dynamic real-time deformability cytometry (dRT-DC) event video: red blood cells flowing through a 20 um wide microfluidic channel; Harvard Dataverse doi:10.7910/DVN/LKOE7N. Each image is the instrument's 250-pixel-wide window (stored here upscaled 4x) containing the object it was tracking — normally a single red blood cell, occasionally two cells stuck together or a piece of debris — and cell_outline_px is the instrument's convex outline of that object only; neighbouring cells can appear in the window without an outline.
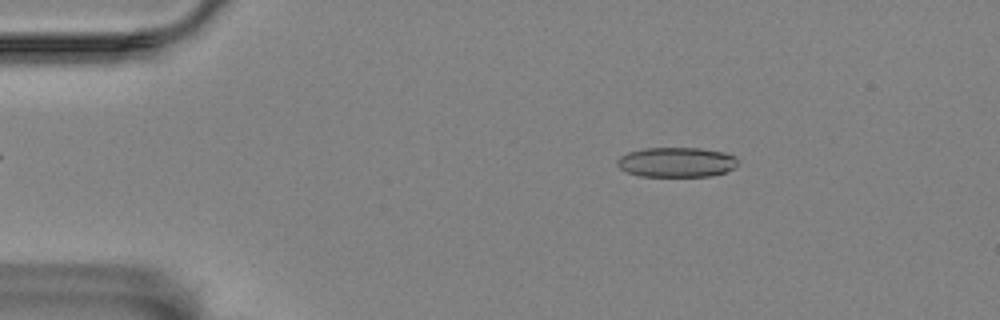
{"species": "Egyptian fruit bat (a non-hibernating species)", "species_latin": "Rousettus aegyptiacus", "temperature_condition": "room temperature", "stored_images_in_passage": 56, "camera_frame_rate_fps": 3000, "um_per_image_px": 0.085, "animal": {"sex": "female"}, "frame": {"image": 1, "passage_image": 9, "time_ms": 2.667, "image_size_px": [1000, 320], "cell_outline_px": [[736, 168], [712, 176], [640, 176], [628, 172], [620, 168], [616, 164], [616, 160], [620, 156], [628, 152], [644, 148], [700, 148], [724, 152], [736, 156]], "centroid_in_image_um": [57.5, 13.78], "position_along_channel_um": 27.5, "area_um2": 21.04}}
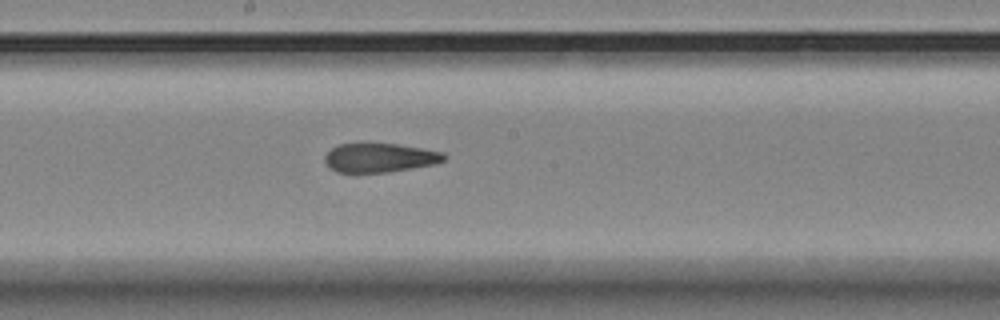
{"frame": {"image": 2, "passage_image": 30, "time_ms": 9.667, "image_size_px": [1000, 320], "cell_outline_px": [[448, 156], [444, 160], [436, 164], [388, 172], [336, 172], [324, 160], [324, 156], [332, 148], [340, 144], [364, 140], [396, 144], [444, 152]], "centroid_in_image_um": [32.27, 13.36], "position_along_channel_um": 215.9, "area_um2": 20.75}}
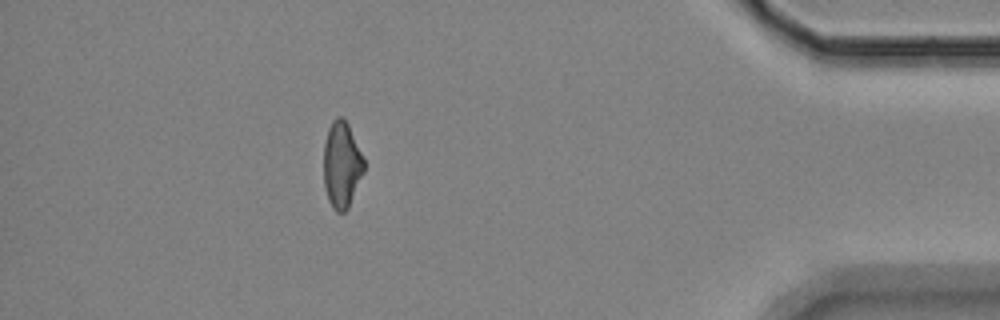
{"frame": {"image": 3, "passage_image": 50, "time_ms": 16.333, "image_size_px": [1000, 320], "cell_outline_px": [[364, 172], [348, 208], [344, 212], [336, 212], [332, 208], [328, 200], [324, 184], [324, 144], [328, 128], [332, 120], [336, 116], [344, 116], [364, 156]], "centroid_in_image_um": [29.05, 13.98], "position_along_channel_um": 406.1, "area_um2": 20.52}, "authors_computed_cell_mechanics": {"area_um2": 21.2704, "velocity_mm_per_s": 3.5303, "shape_relaxation_time_tau1_ms": null, "shape_relaxation_time_tau2_ms": 3.0104, "deformation_change_tau1": null, "deformation_change_tau2": 0.1011}}